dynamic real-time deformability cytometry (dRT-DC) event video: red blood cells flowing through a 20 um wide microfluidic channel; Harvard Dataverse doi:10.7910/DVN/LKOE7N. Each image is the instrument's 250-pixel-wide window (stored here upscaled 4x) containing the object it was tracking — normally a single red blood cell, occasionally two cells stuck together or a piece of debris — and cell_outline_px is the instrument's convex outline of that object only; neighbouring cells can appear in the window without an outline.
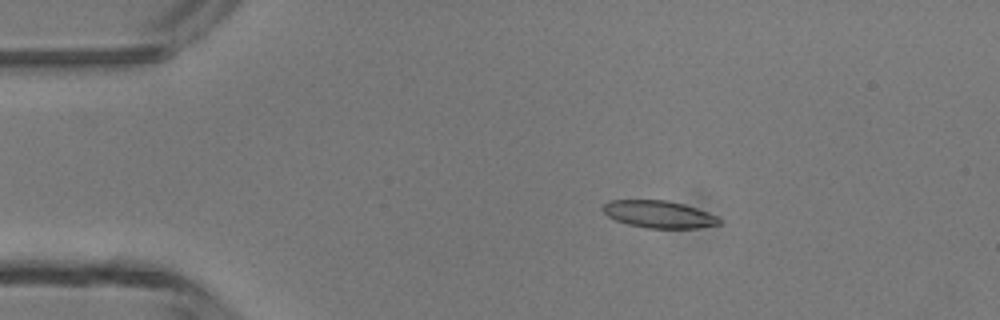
{"species": "common noctule bat (a hibernating species)", "species_latin": "Nyctalus noctula", "temperature_condition": "room temperature", "stored_images_in_passage": 5, "camera_frame_rate_fps": 3000, "um_per_image_px": 0.085, "animal": {"sex": "male", "body_mass_g": 13.3}, "frame": {"image": 1, "passage_image": 2, "time_ms": 1.333, "image_size_px": [1000, 320], "cell_outline_px": [[720, 224], [696, 228], [648, 228], [628, 224], [616, 220], [608, 216], [600, 208], [608, 200], [668, 200], [684, 204], [696, 208], [716, 216], [720, 220]], "centroid_in_image_um": [55.96, 18.2], "position_along_channel_um": 29.0, "area_um2": 18.38}}
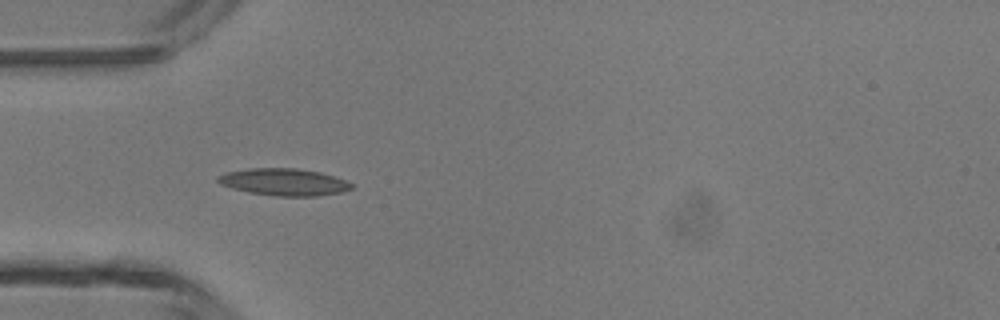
{"frame": {"image": 2, "passage_image": 4, "time_ms": 3.333, "image_size_px": [1000, 320], "cell_outline_px": [[352, 188], [340, 192], [316, 196], [272, 196], [248, 192], [232, 188], [220, 184], [216, 180], [216, 176], [228, 172], [248, 168], [296, 168], [320, 172], [344, 180], [352, 184]], "centroid_in_image_um": [24.08, 15.47], "position_along_channel_um": 60.9, "area_um2": 20.98}}
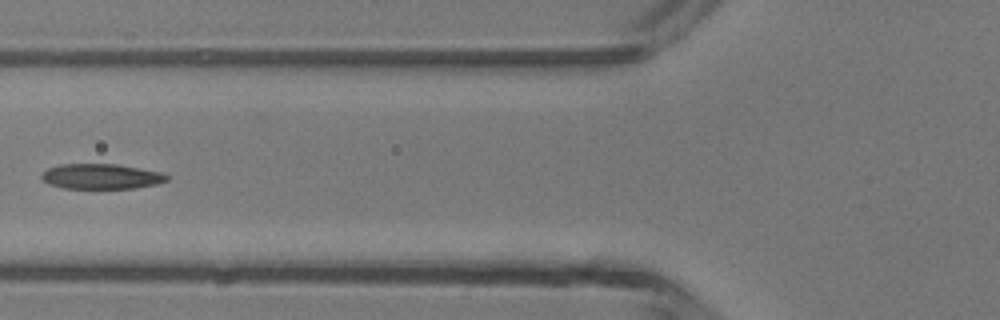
{"frame": {"image": 3, "passage_image": 5, "time_ms": 4.667, "image_size_px": [1000, 320], "cell_outline_px": [[168, 180], [156, 184], [136, 188], [64, 188], [48, 184], [40, 176], [48, 168], [60, 164], [116, 164], [160, 172], [168, 176]], "centroid_in_image_um": [8.59, 15.0], "position_along_channel_um": 117.2, "area_um2": 18.21}}